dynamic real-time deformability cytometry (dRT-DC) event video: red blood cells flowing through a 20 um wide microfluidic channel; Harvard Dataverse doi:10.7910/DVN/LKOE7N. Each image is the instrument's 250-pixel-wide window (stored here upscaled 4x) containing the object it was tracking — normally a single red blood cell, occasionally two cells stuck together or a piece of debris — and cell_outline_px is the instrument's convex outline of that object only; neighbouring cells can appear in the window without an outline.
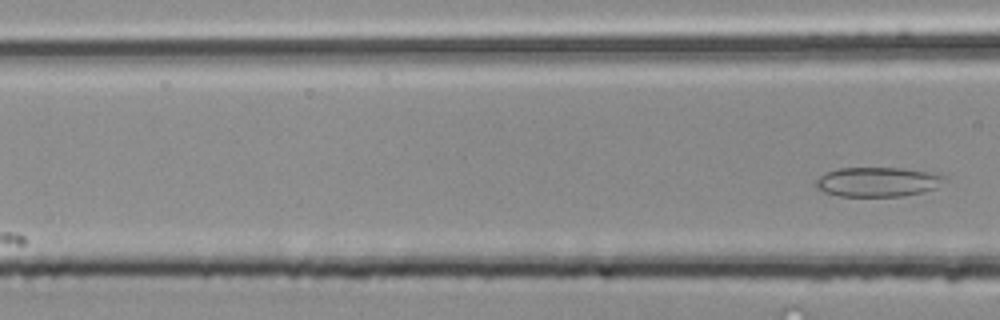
{"species": "common noctule bat (a hibernating species)", "species_latin": "Nyctalus noctula", "temperature_condition": "room temperature", "stored_images_in_passage": 3, "camera_frame_rate_fps": 3000, "um_per_image_px": 0.085, "animal": {"sex": "male", "body_mass_g": 20.4}, "frame": {"image": 1, "passage_image": 3, "time_ms": 0.667, "image_size_px": [1000, 320], "cell_outline_px": [[948, 180], [936, 188], [924, 192], [900, 196], [836, 196], [824, 192], [816, 188], [816, 180], [820, 176], [828, 172], [840, 168], [900, 168], [928, 172], [944, 176]], "centroid_in_image_um": [74.61, 15.47], "position_along_channel_um": 92.0, "area_um2": 22.08}}